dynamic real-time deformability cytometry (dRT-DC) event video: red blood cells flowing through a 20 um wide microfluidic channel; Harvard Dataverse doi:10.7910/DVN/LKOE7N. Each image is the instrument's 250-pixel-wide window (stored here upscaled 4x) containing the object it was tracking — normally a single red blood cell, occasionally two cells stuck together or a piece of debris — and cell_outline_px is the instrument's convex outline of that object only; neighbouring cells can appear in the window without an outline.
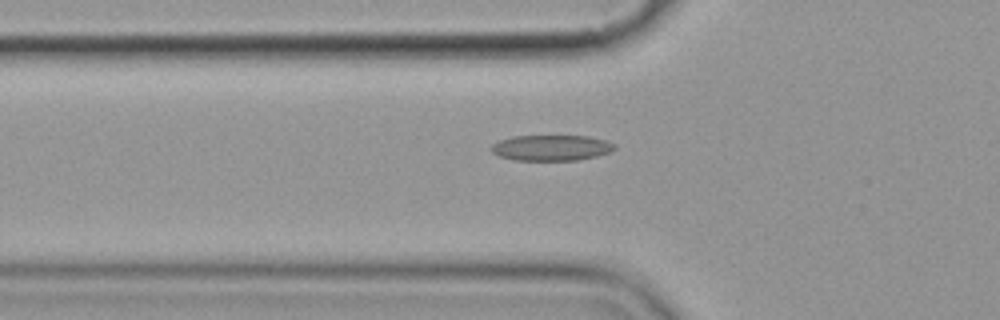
{"species": "common noctule bat (a hibernating species)", "species_latin": "Nyctalus noctula", "temperature_condition": "cold", "stored_images_in_passage": 5, "camera_frame_rate_fps": 3000, "um_per_image_px": 0.085, "animal": {"sex": "female", "body_mass_g": 19.9}, "frame": {"image": 1, "passage_image": 5, "time_ms": 5.667, "image_size_px": [1000, 320], "cell_outline_px": [[616, 148], [612, 152], [596, 156], [576, 160], [512, 160], [500, 156], [492, 152], [488, 148], [492, 144], [500, 140], [512, 136], [588, 136], [604, 140], [616, 144]], "centroid_in_image_um": [46.85, 12.56], "position_along_channel_um": 78.9, "area_um2": 18.55}}